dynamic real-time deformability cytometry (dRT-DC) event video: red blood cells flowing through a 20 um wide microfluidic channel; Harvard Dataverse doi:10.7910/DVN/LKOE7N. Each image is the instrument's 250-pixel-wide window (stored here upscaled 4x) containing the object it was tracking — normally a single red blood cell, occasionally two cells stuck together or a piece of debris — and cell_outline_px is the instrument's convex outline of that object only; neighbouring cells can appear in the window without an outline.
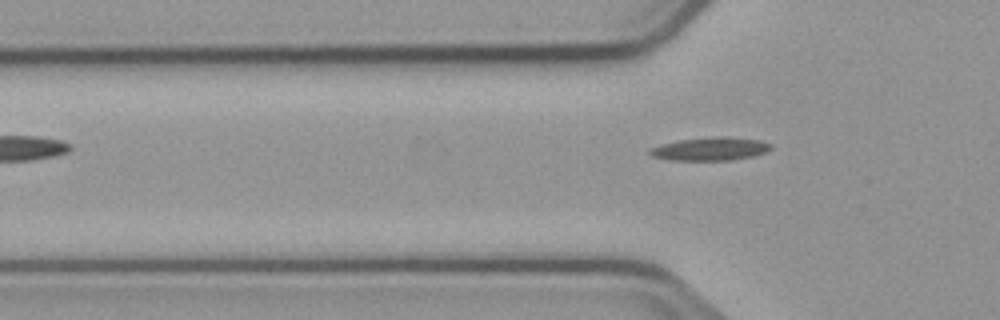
{"species": "common noctule bat (a hibernating species)", "species_latin": "Nyctalus noctula", "temperature_condition": "cold", "stored_images_in_passage": 3, "camera_frame_rate_fps": 3000, "um_per_image_px": 0.085, "animal": {"sex": "male", "body_mass_g": 23.1, "forearm_length_mm": 52.7}, "frame": {"image": 1, "passage_image": 3, "time_ms": 2.333, "image_size_px": [1000, 320], "cell_outline_px": [[772, 148], [764, 152], [752, 156], [732, 160], [668, 160], [652, 156], [648, 152], [648, 148], [680, 140], [760, 140], [772, 144]], "centroid_in_image_um": [60.3, 12.73], "position_along_channel_um": 65.5, "area_um2": 15.03}}